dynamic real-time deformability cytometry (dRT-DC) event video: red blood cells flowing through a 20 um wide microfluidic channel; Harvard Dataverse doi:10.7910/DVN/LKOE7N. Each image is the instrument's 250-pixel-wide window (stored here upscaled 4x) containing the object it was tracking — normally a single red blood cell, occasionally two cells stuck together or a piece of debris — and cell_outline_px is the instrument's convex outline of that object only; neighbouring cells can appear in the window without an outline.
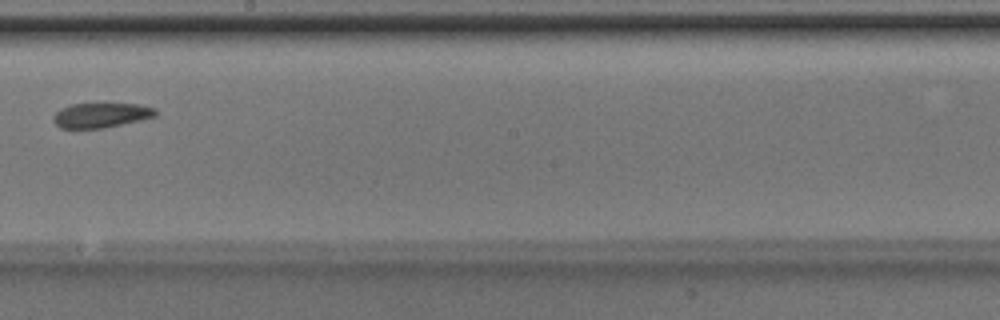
{"species": "Egyptian fruit bat (a non-hibernating species)", "species_latin": "Rousettus aegyptiacus", "temperature_condition": "room temperature", "stored_images_in_passage": 8, "camera_frame_rate_fps": 3000, "um_per_image_px": 0.085, "animal": {"sex": "male"}, "frame": {"image": 1, "passage_image": 8, "time_ms": 2.333, "image_size_px": [1000, 320], "cell_outline_px": [[156, 116], [144, 120], [104, 128], [60, 128], [52, 120], [52, 116], [60, 108], [72, 104], [96, 100], [140, 104], [156, 108]], "centroid_in_image_um": [8.61, 9.73], "position_along_channel_um": 239.6, "area_um2": 15.9}}